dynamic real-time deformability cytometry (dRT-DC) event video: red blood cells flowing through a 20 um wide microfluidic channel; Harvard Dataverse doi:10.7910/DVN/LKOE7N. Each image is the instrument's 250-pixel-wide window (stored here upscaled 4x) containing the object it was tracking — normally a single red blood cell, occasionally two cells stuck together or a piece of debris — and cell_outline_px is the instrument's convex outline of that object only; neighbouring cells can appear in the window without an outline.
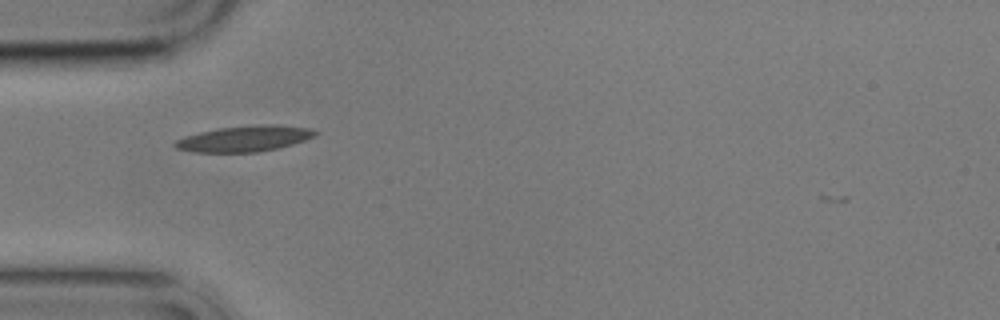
{"species": "common noctule bat (a hibernating species)", "species_latin": "Nyctalus noctula", "temperature_condition": "cold", "stored_images_in_passage": 1, "camera_frame_rate_fps": 3000, "um_per_image_px": 0.085, "animal": {"sex": "male", "body_mass_g": 17.9}, "frame": {"image": 1, "passage_image": 1, "time_ms": 0.0, "image_size_px": [1000, 320], "cell_outline_px": [[316, 136], [280, 148], [260, 152], [192, 152], [176, 148], [172, 144], [176, 140], [184, 136], [216, 128], [276, 124], [280, 124], [312, 128], [316, 132]], "centroid_in_image_um": [20.79, 11.79], "position_along_channel_um": 64.2, "area_um2": 21.15}}